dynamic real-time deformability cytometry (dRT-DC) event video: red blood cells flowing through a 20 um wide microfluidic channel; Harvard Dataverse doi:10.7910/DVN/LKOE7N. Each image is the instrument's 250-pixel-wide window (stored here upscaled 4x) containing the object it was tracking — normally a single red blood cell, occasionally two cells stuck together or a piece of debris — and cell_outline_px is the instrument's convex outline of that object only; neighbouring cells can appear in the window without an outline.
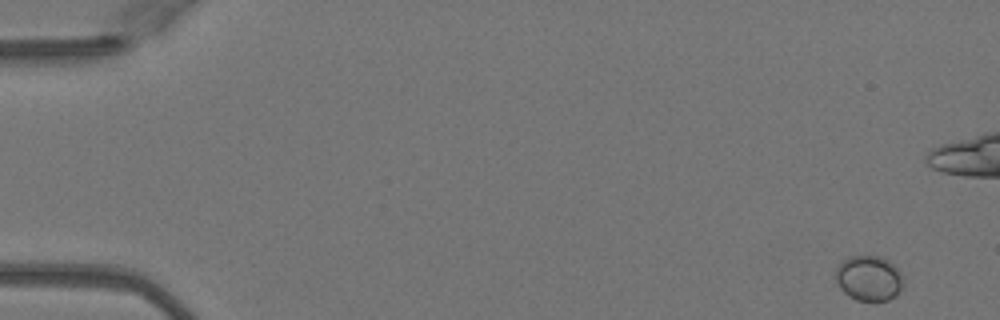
{"species": "Egyptian fruit bat (a non-hibernating species)", "species_latin": "Rousettus aegyptiacus", "temperature_condition": "warm", "stored_images_in_passage": 50, "camera_frame_rate_fps": 3000, "um_per_image_px": 0.085, "animal": {"sex": "female"}, "frame": {"image": 1, "passage_image": 1, "time_ms": 0.0, "image_size_px": [1000, 320], "cell_outline_px": [[900, 288], [896, 296], [888, 300], [872, 304], [856, 300], [848, 296], [840, 288], [836, 280], [836, 268], [844, 260], [852, 256], [880, 256], [888, 260], [896, 268], [900, 276]], "centroid_in_image_um": [73.82, 23.7], "position_along_channel_um": 11.2, "area_um2": 17.8}}
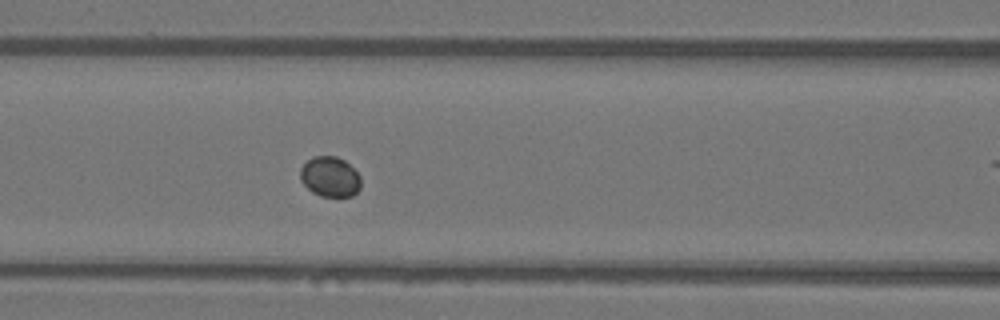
{"frame": {"image": 2, "passage_image": 21, "time_ms": 6.667, "image_size_px": [1000, 320], "cell_outline_px": [[360, 188], [352, 196], [320, 196], [312, 192], [300, 180], [300, 168], [312, 156], [336, 156], [344, 160], [360, 176]], "centroid_in_image_um": [28.03, 15.02], "position_along_channel_um": 138.6, "area_um2": 14.1}}
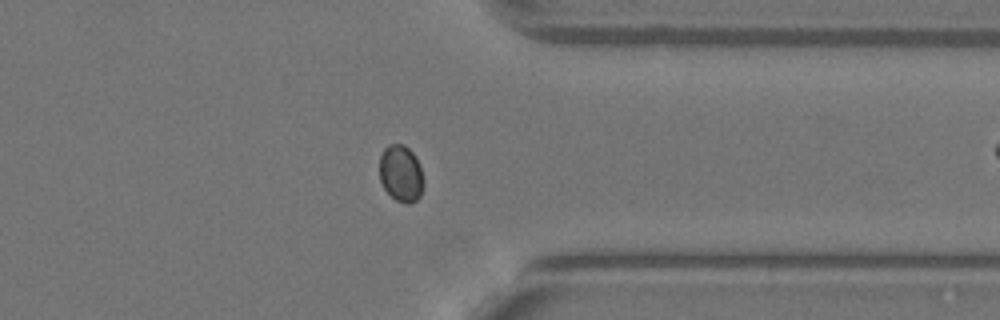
{"frame": {"image": 3, "passage_image": 39, "time_ms": 12.667, "image_size_px": [1000, 320], "cell_outline_px": [[424, 184], [420, 196], [416, 200], [408, 204], [404, 204], [396, 200], [384, 188], [380, 180], [380, 156], [384, 148], [388, 144], [404, 144], [416, 156], [420, 164], [424, 180]], "centroid_in_image_um": [34.1, 14.74], "position_along_channel_um": 377.3, "area_um2": 14.74}}